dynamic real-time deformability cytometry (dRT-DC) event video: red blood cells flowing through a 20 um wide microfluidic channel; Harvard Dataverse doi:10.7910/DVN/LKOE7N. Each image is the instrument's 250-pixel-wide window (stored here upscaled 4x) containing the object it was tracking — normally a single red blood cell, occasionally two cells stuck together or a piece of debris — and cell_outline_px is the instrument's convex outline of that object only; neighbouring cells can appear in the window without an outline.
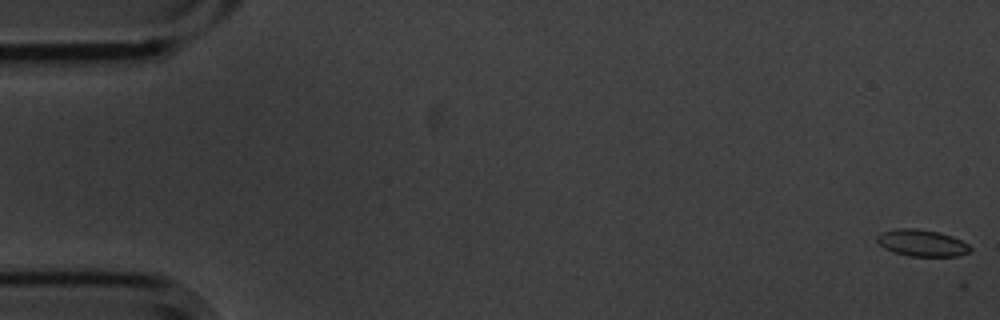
{"species": "common noctule bat (a hibernating species)", "species_latin": "Nyctalus noctula", "temperature_condition": "cold", "stored_images_in_passage": 9, "camera_frame_rate_fps": 3000, "um_per_image_px": 0.085, "animal": {"sex": "male", "body_mass_g": 20.1, "forearm_length_mm": 53.5}, "frame": {"image": 1, "passage_image": 1, "time_ms": 0.0, "image_size_px": [1000, 320], "cell_outline_px": [[972, 252], [960, 256], [908, 256], [892, 252], [884, 248], [876, 240], [876, 236], [880, 232], [896, 228], [916, 228], [940, 232], [952, 236], [968, 244], [972, 248]], "centroid_in_image_um": [78.36, 20.65], "position_along_channel_um": 6.6, "area_um2": 14.8}}
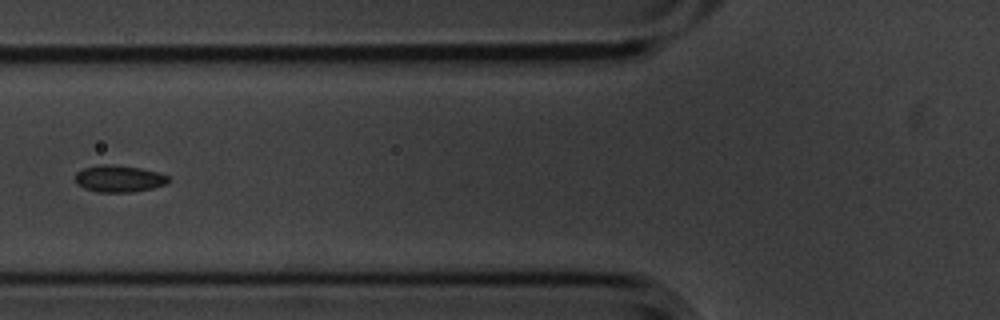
{"frame": {"image": 2, "passage_image": 7, "time_ms": 2.0, "image_size_px": [1000, 320], "cell_outline_px": [[172, 180], [168, 184], [152, 188], [132, 192], [96, 192], [84, 188], [76, 184], [76, 172], [84, 168], [100, 164], [108, 164], [140, 168], [156, 172], [168, 176]], "centroid_in_image_um": [10.12, 15.19], "position_along_channel_um": 115.7, "area_um2": 14.62}}
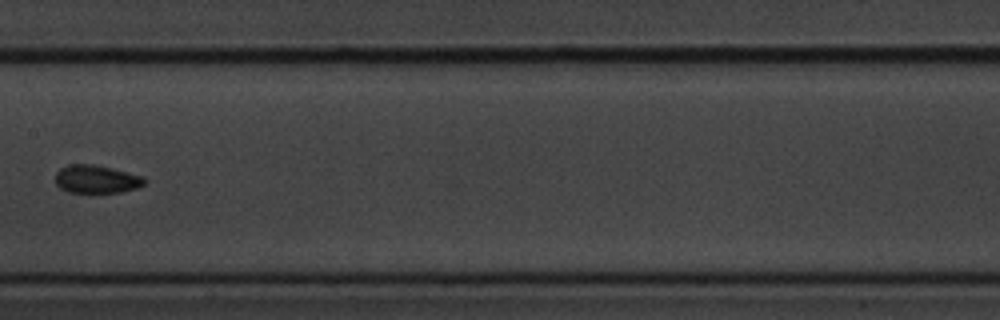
{"frame": {"image": 3, "passage_image": 9, "time_ms": 2.667, "image_size_px": [1000, 320], "cell_outline_px": [[148, 180], [144, 184], [136, 188], [120, 192], [92, 196], [68, 192], [60, 188], [56, 184], [56, 172], [60, 168], [68, 164], [92, 164], [112, 168], [140, 176]], "centroid_in_image_um": [8.15, 15.28], "position_along_channel_um": 199.2, "area_um2": 15.2}}